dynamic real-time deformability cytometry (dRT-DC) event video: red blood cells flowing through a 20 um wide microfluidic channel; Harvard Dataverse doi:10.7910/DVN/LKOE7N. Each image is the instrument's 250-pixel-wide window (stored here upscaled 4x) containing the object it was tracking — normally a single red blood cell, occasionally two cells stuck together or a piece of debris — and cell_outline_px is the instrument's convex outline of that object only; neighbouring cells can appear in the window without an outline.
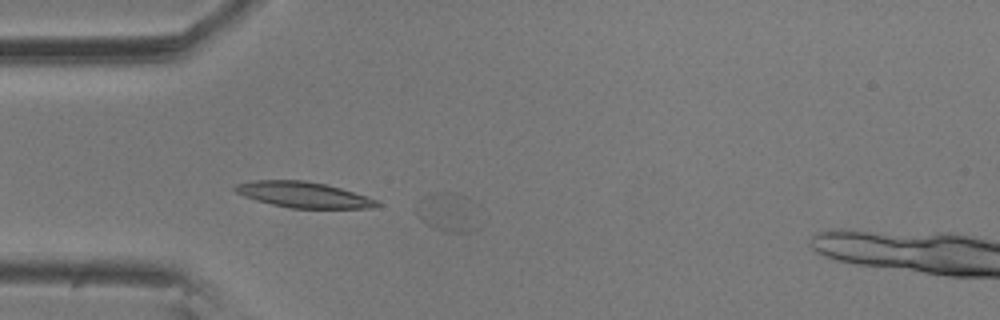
{"species": "common noctule bat (a hibernating species)", "species_latin": "Nyctalus noctula", "temperature_condition": "room temperature", "stored_images_in_passage": 36, "camera_frame_rate_fps": 3000, "um_per_image_px": 0.085, "animal": {"sex": "male", "body_mass_g": 20.5, "forearm_length_mm": 52.5}, "frame": {"image": 1, "passage_image": 1, "time_ms": 0.0, "image_size_px": [1000, 320], "cell_outline_px": [[484, 224], [480, 228], [472, 232], [448, 232], [432, 228], [416, 212], [420, 200], [424, 196], [436, 192], [456, 192], [468, 196], [472, 200]], "centroid_in_image_um": [38.24, 18.05], "position_along_channel_um": 46.8, "area_um2": 14.91}}
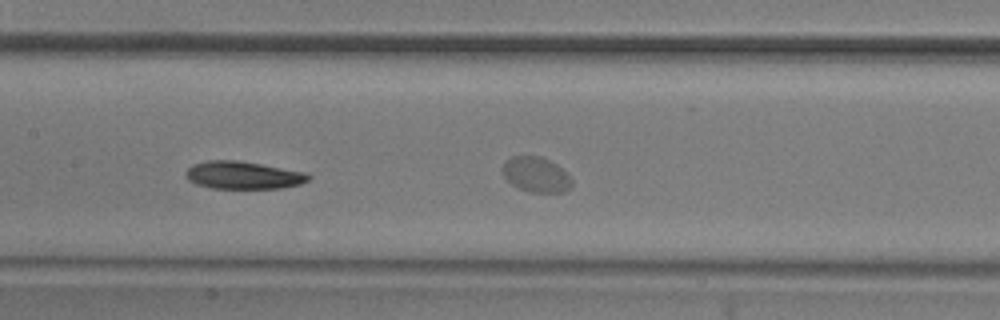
{"frame": {"image": 2, "passage_image": 12, "time_ms": 3.667, "image_size_px": [1000, 320], "cell_outline_px": [[312, 176], [308, 180], [300, 184], [280, 188], [212, 188], [196, 184], [188, 180], [184, 176], [184, 172], [192, 164], [208, 160], [236, 160], [260, 164], [304, 172]], "centroid_in_image_um": [20.61, 14.89], "position_along_channel_um": 186.8, "area_um2": 19.71}}
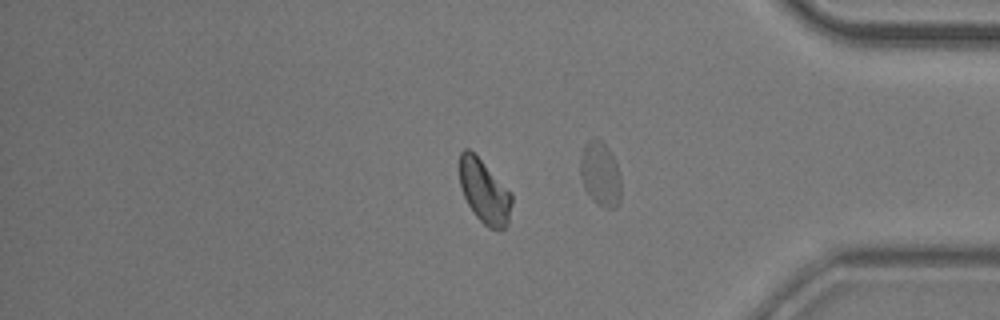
{"frame": {"image": 3, "passage_image": 32, "time_ms": 10.333, "image_size_px": [1000, 320], "cell_outline_px": [[512, 200], [508, 224], [504, 228], [488, 228], [476, 216], [468, 204], [464, 196], [460, 184], [460, 152], [464, 148], [468, 148], [512, 192]], "centroid_in_image_um": [41.18, 16.29], "position_along_channel_um": 394.0, "area_um2": 19.02}, "authors_computed_cell_mechanics": {"area_um2": 19.4497, "velocity_mm_per_s": 3.5236, "shape_relaxation_time_tau1_ms": 3.0393, "shape_relaxation_time_tau2_ms": null, "deformation_change_tau1": 0.1007, "deformation_change_tau2": null}}